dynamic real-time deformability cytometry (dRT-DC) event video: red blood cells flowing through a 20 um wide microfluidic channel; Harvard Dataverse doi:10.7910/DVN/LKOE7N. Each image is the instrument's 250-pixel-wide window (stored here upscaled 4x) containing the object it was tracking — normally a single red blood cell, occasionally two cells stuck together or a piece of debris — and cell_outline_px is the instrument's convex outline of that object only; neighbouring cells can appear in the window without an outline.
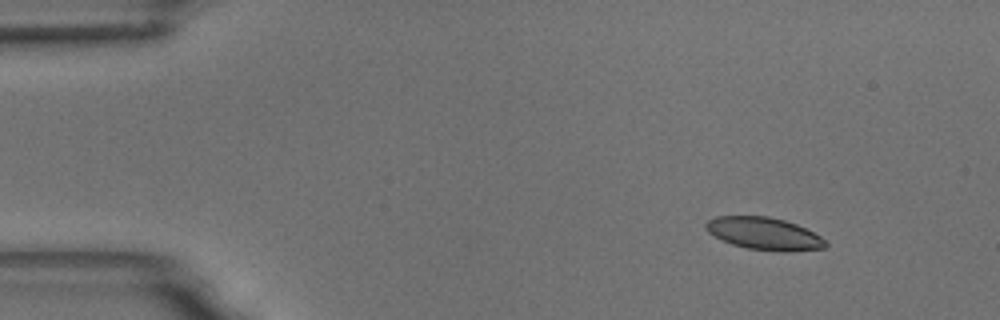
{"species": "common noctule bat (a hibernating species)", "species_latin": "Nyctalus noctula", "temperature_condition": "room temperature", "stored_images_in_passage": 58, "camera_frame_rate_fps": 3000, "um_per_image_px": 0.085, "animal": {"sex": "male", "body_mass_g": 18.8}, "frame": {"image": 1, "passage_image": 6, "time_ms": 1.667, "image_size_px": [1000, 320], "cell_outline_px": [[828, 244], [824, 248], [748, 248], [732, 244], [708, 232], [704, 224], [708, 220], [716, 216], [768, 216], [784, 220], [796, 224], [820, 236]], "centroid_in_image_um": [64.85, 19.78], "position_along_channel_um": 20.1, "area_um2": 21.21}}
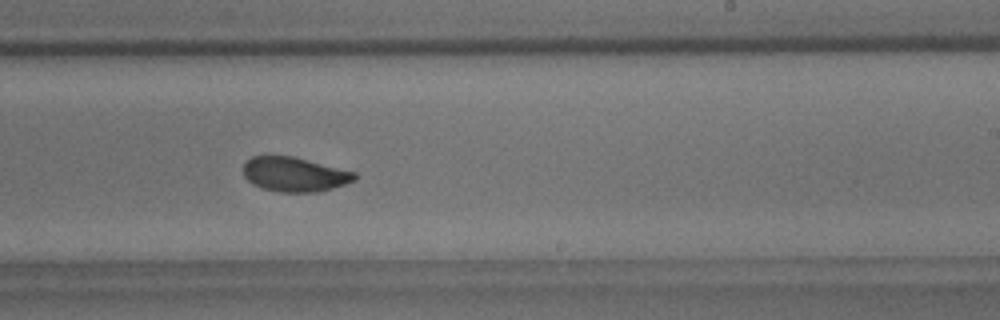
{"frame": {"image": 2, "passage_image": 35, "time_ms": 11.333, "image_size_px": [1000, 320], "cell_outline_px": [[356, 180], [332, 188], [316, 192], [280, 192], [264, 188], [252, 184], [244, 176], [244, 160], [252, 156], [292, 156], [356, 172]], "centroid_in_image_um": [25.02, 14.81], "position_along_channel_um": 264.0, "area_um2": 22.25}}
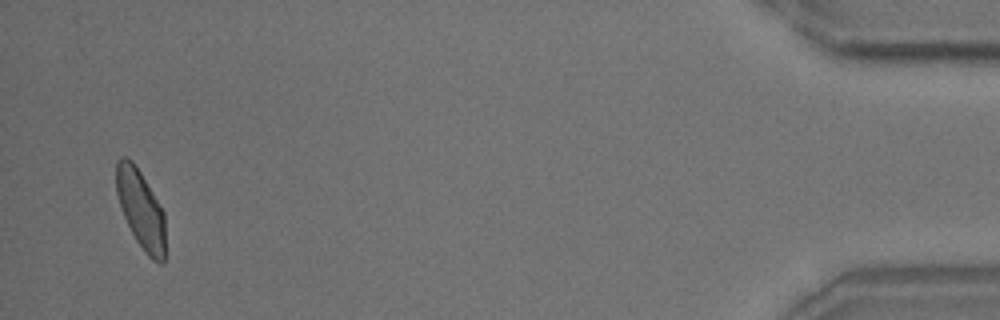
{"frame": {"image": 3, "passage_image": 56, "time_ms": 18.333, "image_size_px": [1000, 320], "cell_outline_px": [[164, 264], [160, 264], [152, 260], [144, 252], [136, 240], [124, 216], [116, 192], [116, 160], [120, 156], [124, 156], [132, 160], [140, 172], [164, 212]], "centroid_in_image_um": [11.96, 17.78], "position_along_channel_um": 423.2, "area_um2": 22.25}, "authors_computed_cell_mechanics": {"area_um2": 22.831, "velocity_mm_per_s": 3.4423, "shape_relaxation_time_tau1_ms": 4.7443, "shape_relaxation_time_tau2_ms": 1.3285, "deformation_change_tau1": 0.1131, "deformation_change_tau2": 0.0579}}